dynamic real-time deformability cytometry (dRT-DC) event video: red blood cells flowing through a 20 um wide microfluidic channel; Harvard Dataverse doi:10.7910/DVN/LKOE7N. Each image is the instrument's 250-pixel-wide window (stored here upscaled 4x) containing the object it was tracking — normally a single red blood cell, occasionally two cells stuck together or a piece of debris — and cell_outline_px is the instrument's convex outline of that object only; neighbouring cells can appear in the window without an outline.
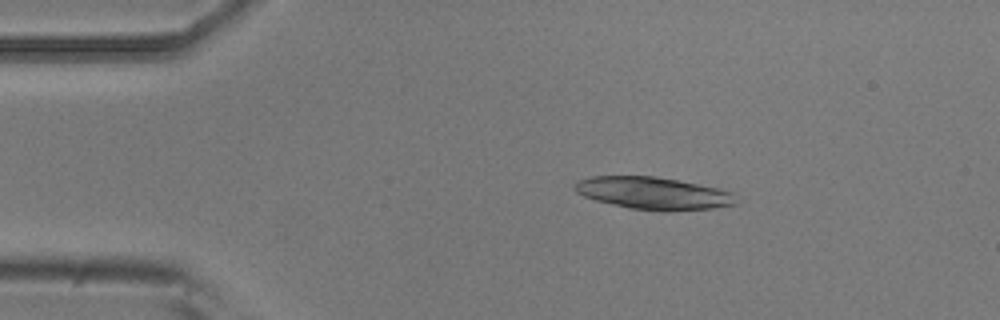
{"species": "common noctule bat (a hibernating species)", "species_latin": "Nyctalus noctula", "temperature_condition": "room temperature", "stored_images_in_passage": 5, "camera_frame_rate_fps": 3000, "um_per_image_px": 0.085, "animal": {"sex": "male", "body_mass_g": 20.5, "forearm_length_mm": 52.5}, "frame": {"image": 1, "passage_image": 2, "time_ms": 0.333, "image_size_px": [1000, 320], "cell_outline_px": [[736, 204], [712, 208], [628, 208], [596, 200], [584, 196], [576, 192], [572, 188], [572, 184], [580, 180], [592, 176], [656, 176], [716, 188], [732, 192]], "centroid_in_image_um": [55.42, 16.37], "position_along_channel_um": 29.6, "area_um2": 29.07}}